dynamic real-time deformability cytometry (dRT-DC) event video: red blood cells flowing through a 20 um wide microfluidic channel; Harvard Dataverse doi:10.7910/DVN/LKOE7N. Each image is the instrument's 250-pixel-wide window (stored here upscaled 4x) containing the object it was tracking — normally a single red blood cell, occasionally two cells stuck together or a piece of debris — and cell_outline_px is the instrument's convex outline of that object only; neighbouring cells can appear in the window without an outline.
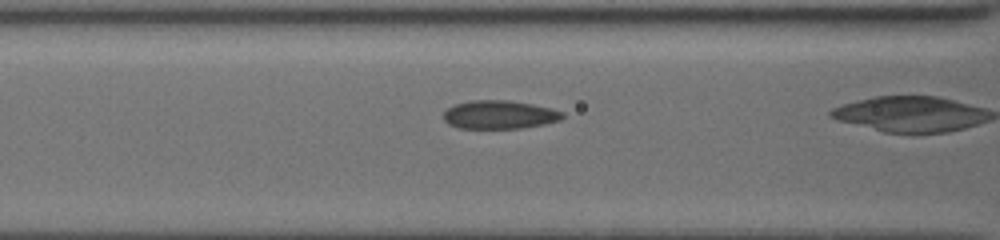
{"species": "common noctule bat (a hibernating species)", "species_latin": "Nyctalus noctula", "temperature_condition": "cold", "stored_images_in_passage": 13, "camera_frame_rate_fps": 3000, "um_per_image_px": 0.085, "animal": {"sex": "female", "body_mass_g": 19.5, "forearm_length_mm": 54.1}, "frame": {"image": 1, "passage_image": 9, "time_ms": 2.0, "image_size_px": [1000, 240], "cell_outline_px": [[564, 116], [560, 120], [544, 124], [520, 128], [456, 128], [448, 124], [444, 120], [444, 112], [448, 108], [456, 104], [472, 100], [508, 100], [532, 104], [552, 108], [564, 112]], "centroid_in_image_um": [42.46, 9.75], "position_along_channel_um": 124.1, "area_um2": 19.71}}